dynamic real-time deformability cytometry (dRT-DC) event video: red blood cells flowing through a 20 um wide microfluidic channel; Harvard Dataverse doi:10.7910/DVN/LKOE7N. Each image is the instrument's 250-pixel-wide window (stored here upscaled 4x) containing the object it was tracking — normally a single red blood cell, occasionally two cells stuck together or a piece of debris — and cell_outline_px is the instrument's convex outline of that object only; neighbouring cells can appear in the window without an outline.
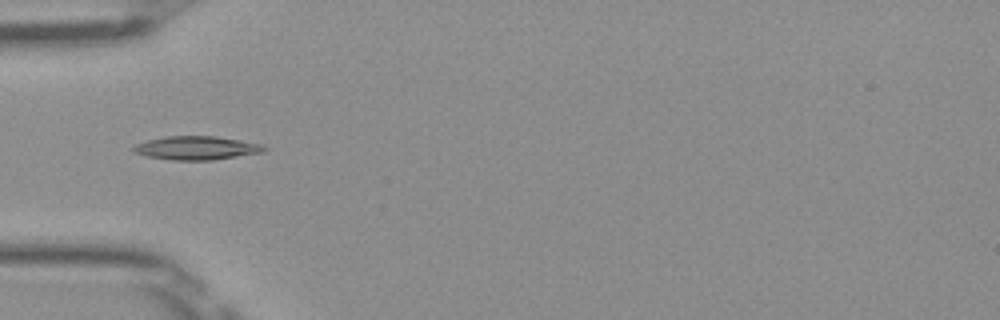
{"species": "Egyptian fruit bat (a non-hibernating species)", "species_latin": "Rousettus aegyptiacus", "temperature_condition": "room temperature", "stored_images_in_passage": 51, "camera_frame_rate_fps": 3000, "um_per_image_px": 0.085, "frame": {"image": 1, "passage_image": 17, "time_ms": 5.333, "image_size_px": [1000, 320], "cell_outline_px": [[268, 148], [264, 152], [212, 160], [172, 160], [144, 156], [132, 152], [132, 148], [136, 144], [148, 140], [164, 136], [216, 136], [264, 144]], "centroid_in_image_um": [16.7, 12.58], "position_along_channel_um": 68.3, "area_um2": 18.15}}
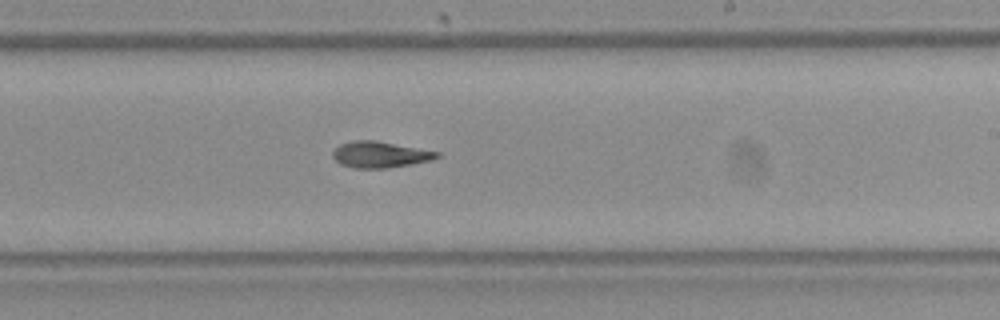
{"frame": {"image": 2, "passage_image": 31, "time_ms": 10.0, "image_size_px": [1000, 320], "cell_outline_px": [[440, 156], [432, 160], [412, 164], [388, 168], [352, 168], [340, 164], [332, 156], [332, 152], [340, 144], [356, 140], [376, 140], [440, 152]], "centroid_in_image_um": [32.31, 13.14], "position_along_channel_um": 256.7, "area_um2": 15.95}}
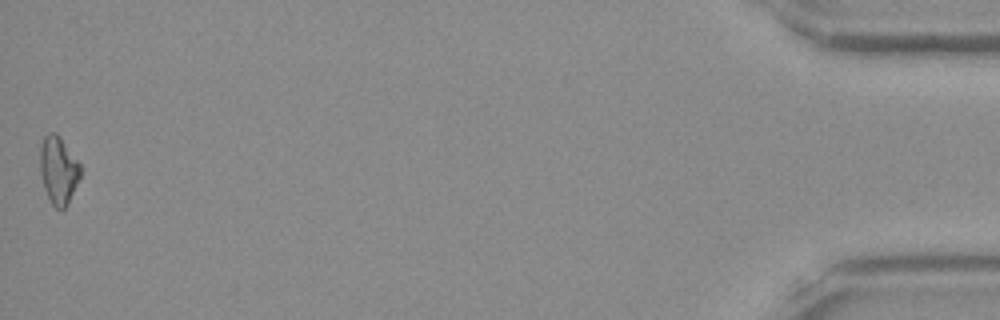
{"frame": {"image": 3, "passage_image": 51, "time_ms": 16.667, "image_size_px": [1000, 320], "cell_outline_px": [[80, 176], [68, 204], [64, 208], [56, 208], [52, 204], [44, 188], [40, 172], [40, 148], [44, 136], [48, 132], [56, 132], [60, 136], [80, 164]], "centroid_in_image_um": [4.95, 14.43], "position_along_channel_um": 430.2, "area_um2": 15.78}}